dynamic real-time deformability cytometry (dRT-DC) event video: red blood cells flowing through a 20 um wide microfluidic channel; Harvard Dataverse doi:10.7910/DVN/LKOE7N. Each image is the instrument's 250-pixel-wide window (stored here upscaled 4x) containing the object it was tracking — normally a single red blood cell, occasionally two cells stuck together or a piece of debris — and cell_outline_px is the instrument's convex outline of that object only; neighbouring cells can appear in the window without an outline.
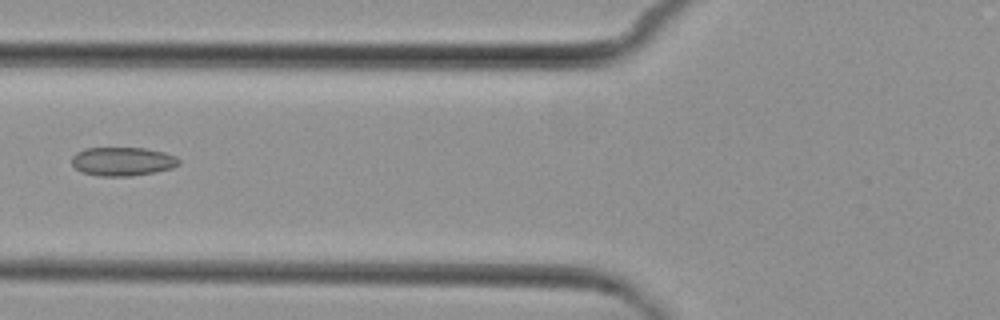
{"species": "common noctule bat (a hibernating species)", "species_latin": "Nyctalus noctula", "temperature_condition": "cold", "stored_images_in_passage": 7, "camera_frame_rate_fps": 3000, "um_per_image_px": 0.085, "animal": {"sex": "female", "body_mass_g": 29.2, "forearm_length_mm": 56.3}, "frame": {"image": 1, "passage_image": 6, "time_ms": 7.0, "image_size_px": [1000, 320], "cell_outline_px": [[180, 164], [172, 168], [156, 172], [132, 176], [100, 176], [80, 172], [72, 164], [72, 156], [76, 152], [84, 148], [144, 148], [164, 152], [176, 156], [180, 160]], "centroid_in_image_um": [10.42, 13.72], "position_along_channel_um": 115.4, "area_um2": 18.09}}
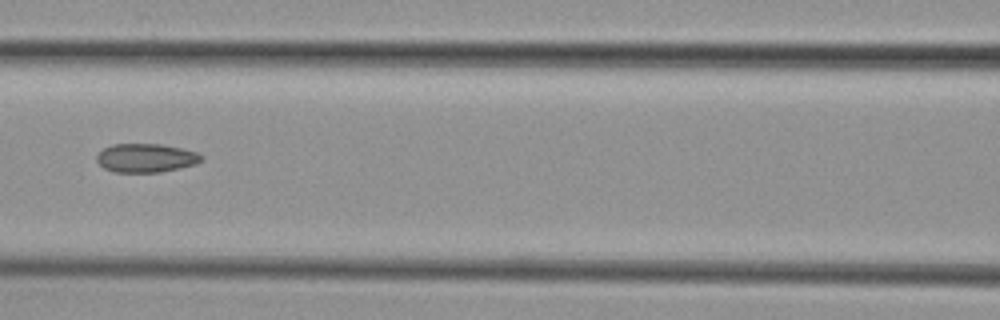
{"frame": {"image": 2, "passage_image": 7, "time_ms": 8.0, "image_size_px": [1000, 320], "cell_outline_px": [[204, 160], [196, 164], [180, 168], [160, 172], [112, 172], [104, 168], [96, 160], [96, 156], [104, 148], [112, 144], [160, 144], [184, 148], [196, 152], [204, 156]], "centroid_in_image_um": [12.44, 13.42], "position_along_channel_um": 154.2, "area_um2": 17.69}}